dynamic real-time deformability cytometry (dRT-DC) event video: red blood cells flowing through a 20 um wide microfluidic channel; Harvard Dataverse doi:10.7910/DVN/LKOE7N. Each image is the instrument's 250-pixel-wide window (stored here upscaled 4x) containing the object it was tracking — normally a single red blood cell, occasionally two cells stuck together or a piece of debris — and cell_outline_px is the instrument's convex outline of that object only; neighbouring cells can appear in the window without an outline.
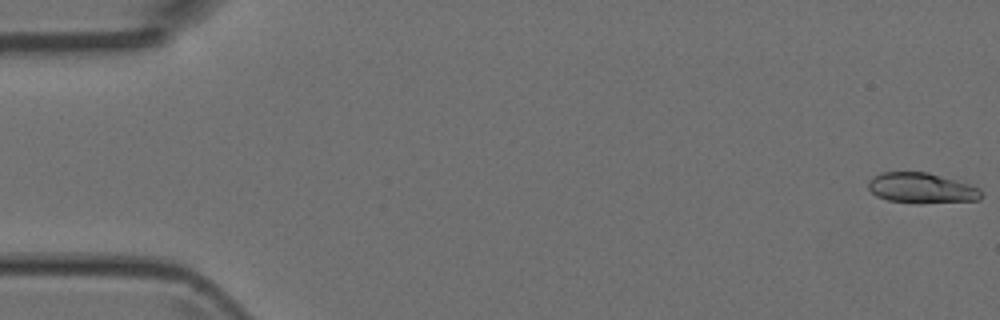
{"species": "Egyptian fruit bat (a non-hibernating species)", "species_latin": "Rousettus aegyptiacus", "temperature_condition": "room temperature", "stored_images_in_passage": 47, "camera_frame_rate_fps": 3000, "um_per_image_px": 0.085, "animal": {"sex": "female"}, "frame": {"image": 1, "passage_image": 1, "time_ms": 0.0, "image_size_px": [1000, 320], "cell_outline_px": [[984, 196], [980, 200], [916, 204], [888, 200], [876, 196], [868, 188], [868, 180], [872, 176], [880, 172], [928, 172], [968, 184], [980, 188], [984, 192]], "centroid_in_image_um": [78.34, 16.0], "position_along_channel_um": 6.7, "area_um2": 20.35}}
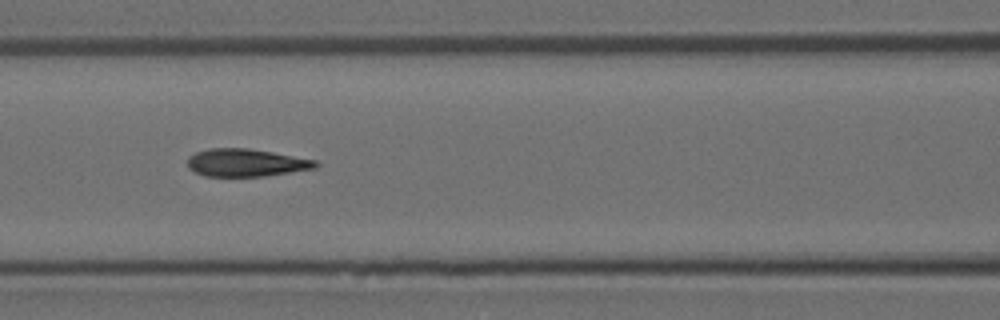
{"frame": {"image": 2, "passage_image": 22, "time_ms": 7.0, "image_size_px": [1000, 320], "cell_outline_px": [[320, 164], [316, 168], [264, 176], [204, 176], [188, 168], [188, 156], [196, 152], [208, 148], [248, 148], [272, 152], [316, 160]], "centroid_in_image_um": [20.9, 13.82], "position_along_channel_um": 145.7, "area_um2": 20.63}}
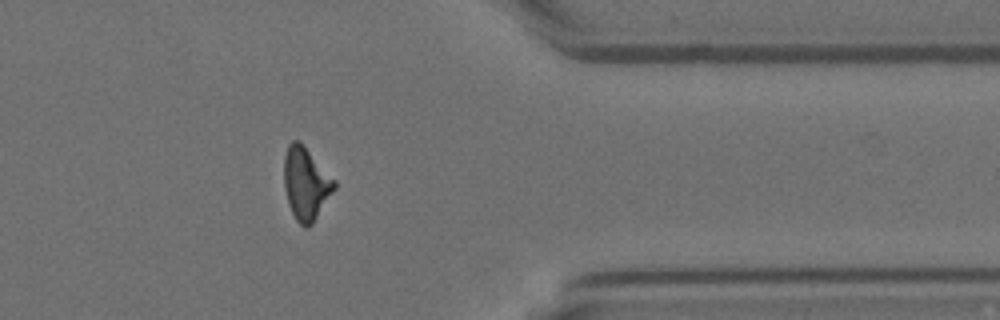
{"frame": {"image": 3, "passage_image": 41, "time_ms": 13.333, "image_size_px": [1000, 320], "cell_outline_px": [[336, 188], [312, 224], [308, 228], [304, 228], [296, 220], [288, 204], [284, 188], [284, 156], [288, 144], [292, 140], [300, 140], [336, 180]], "centroid_in_image_um": [26.0, 15.59], "position_along_channel_um": 385.4, "area_um2": 21.56}}